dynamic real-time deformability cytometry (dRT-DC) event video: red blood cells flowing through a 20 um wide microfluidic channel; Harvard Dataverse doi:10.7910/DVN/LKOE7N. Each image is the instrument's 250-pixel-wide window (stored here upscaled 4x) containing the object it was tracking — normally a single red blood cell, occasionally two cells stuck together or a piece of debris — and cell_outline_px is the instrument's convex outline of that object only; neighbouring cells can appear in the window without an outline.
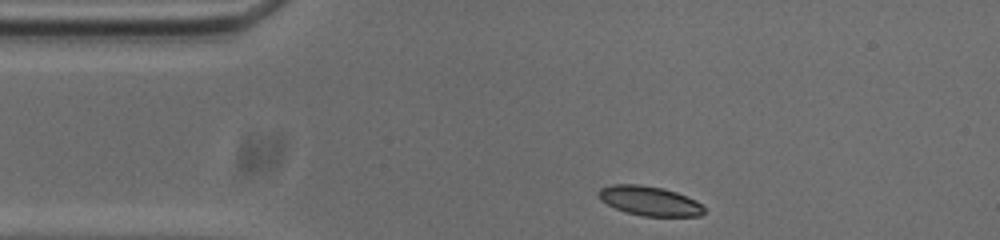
{"species": "common noctule bat (a hibernating species)", "species_latin": "Nyctalus noctula", "temperature_condition": "cold", "stored_images_in_passage": 36, "camera_frame_rate_fps": 3000, "um_per_image_px": 0.085, "animal": {"sex": "male", "body_mass_g": 20.0, "forearm_length_mm": 53.3}, "frame": {"image": 1, "passage_image": 1, "time_ms": 0.0, "image_size_px": [1000, 240], "cell_outline_px": [[704, 212], [700, 216], [644, 216], [624, 212], [600, 200], [596, 192], [600, 188], [612, 184], [640, 184], [664, 188], [676, 192], [696, 200], [704, 208]], "centroid_in_image_um": [55.18, 17.06], "position_along_channel_um": 29.8, "area_um2": 18.21}}
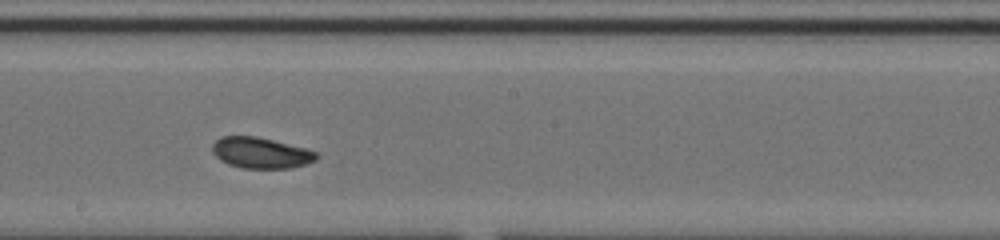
{"frame": {"image": 2, "passage_image": 20, "time_ms": 6.333, "image_size_px": [1000, 240], "cell_outline_px": [[320, 156], [316, 160], [304, 164], [288, 168], [240, 168], [228, 164], [220, 160], [212, 152], [212, 144], [220, 136], [256, 136], [304, 148], [316, 152]], "centroid_in_image_um": [22.13, 12.99], "position_along_channel_um": 226.1, "area_um2": 18.67}}
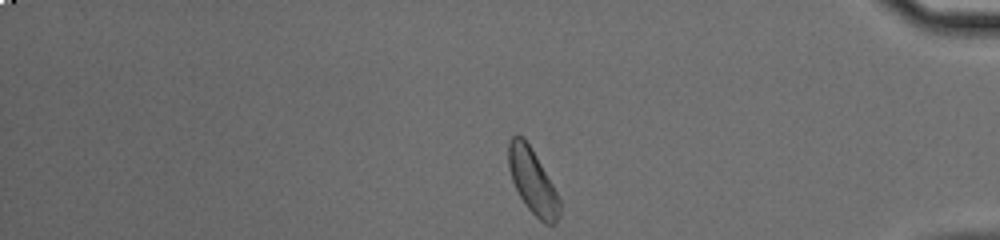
{"frame": {"image": 3, "passage_image": 36, "time_ms": 11.667, "image_size_px": [1000, 240], "cell_outline_px": [[560, 216], [556, 224], [544, 224], [524, 204], [512, 180], [508, 168], [508, 144], [512, 136], [516, 132], [524, 136], [532, 148], [552, 184], [560, 200]], "centroid_in_image_um": [45.26, 15.38], "position_along_channel_um": 389.9, "area_um2": 19.42}, "authors_computed_cell_mechanics": {"area_um2": 18.7272, "velocity_mm_per_s": 3.6991, "shape_relaxation_time_tau1_ms": 4.2192, "shape_relaxation_time_tau2_ms": 2.6886, "deformation_change_tau1": 0.1341, "deformation_change_tau2": 0.0692}}